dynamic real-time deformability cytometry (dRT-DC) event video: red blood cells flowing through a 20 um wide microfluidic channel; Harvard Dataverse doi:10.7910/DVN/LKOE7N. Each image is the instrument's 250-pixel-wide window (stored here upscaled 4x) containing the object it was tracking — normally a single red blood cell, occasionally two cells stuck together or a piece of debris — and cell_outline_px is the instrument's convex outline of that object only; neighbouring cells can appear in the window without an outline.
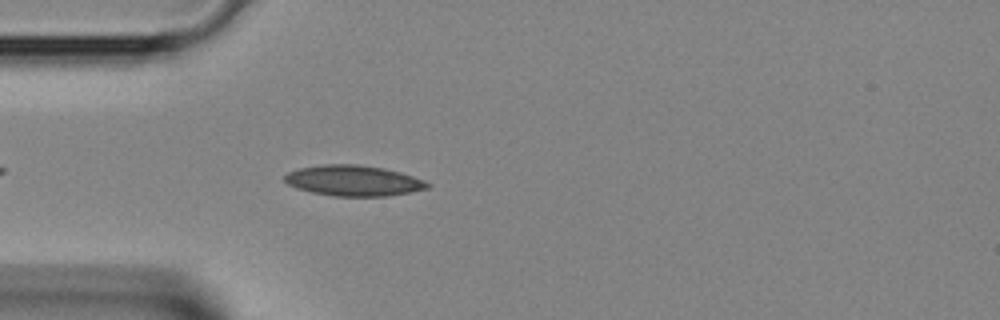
{"species": "Egyptian fruit bat (a non-hibernating species)", "species_latin": "Rousettus aegyptiacus", "temperature_condition": "room temperature", "stored_images_in_passage": 1, "camera_frame_rate_fps": 3000, "um_per_image_px": 0.085, "animal": {"sex": "female"}, "frame": {"image": 1, "passage_image": 1, "time_ms": 0.0, "image_size_px": [1000, 320], "cell_outline_px": [[432, 184], [428, 188], [412, 192], [388, 196], [332, 196], [312, 192], [296, 188], [288, 184], [284, 180], [284, 176], [288, 172], [300, 168], [320, 164], [360, 164], [384, 168], [400, 172], [424, 180]], "centroid_in_image_um": [30.06, 15.35], "position_along_channel_um": 54.9, "area_um2": 25.66}}